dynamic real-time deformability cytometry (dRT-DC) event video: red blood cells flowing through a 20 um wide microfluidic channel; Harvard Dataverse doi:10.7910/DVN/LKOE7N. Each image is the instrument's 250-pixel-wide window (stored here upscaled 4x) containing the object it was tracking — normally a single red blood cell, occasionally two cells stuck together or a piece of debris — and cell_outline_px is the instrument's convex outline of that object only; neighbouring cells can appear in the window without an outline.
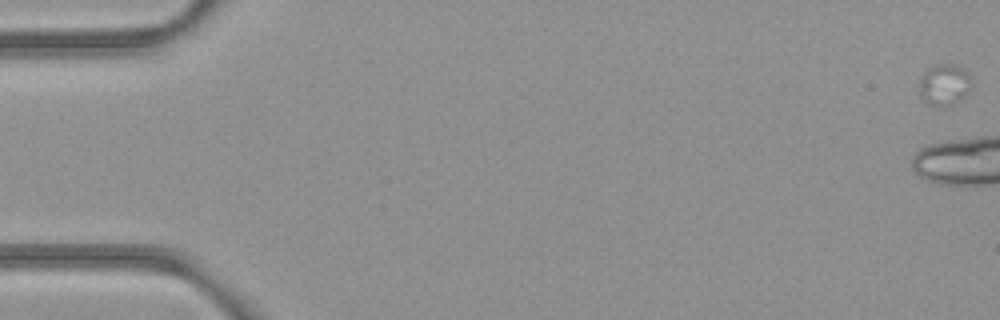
{"species": "common noctule bat (a hibernating species)", "species_latin": "Nyctalus noctula", "temperature_condition": "room temperature", "stored_images_in_passage": 6, "camera_frame_rate_fps": 3000, "um_per_image_px": 0.085, "animal": {"sex": "female", "body_mass_g": 21.9}, "frame": {"image": 1, "passage_image": 1, "time_ms": 0.0, "image_size_px": [1000, 320], "cell_outline_px": [[972, 84], [968, 92], [960, 100], [952, 104], [932, 104], [924, 100], [920, 92], [920, 80], [928, 68], [936, 64], [952, 64], [964, 68], [972, 80]], "centroid_in_image_um": [80.31, 7.15], "position_along_channel_um": 4.7, "area_um2": 12.2}}